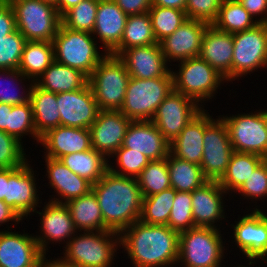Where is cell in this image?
<instances>
[{
    "mask_svg": "<svg viewBox=\"0 0 267 267\" xmlns=\"http://www.w3.org/2000/svg\"><path fill=\"white\" fill-rule=\"evenodd\" d=\"M120 246L133 267H175L179 233L168 225H149L139 220L120 233Z\"/></svg>",
    "mask_w": 267,
    "mask_h": 267,
    "instance_id": "cell-1",
    "label": "cell"
},
{
    "mask_svg": "<svg viewBox=\"0 0 267 267\" xmlns=\"http://www.w3.org/2000/svg\"><path fill=\"white\" fill-rule=\"evenodd\" d=\"M103 216L104 225L119 234L139 221L143 195L137 178L120 176L109 169L92 185Z\"/></svg>",
    "mask_w": 267,
    "mask_h": 267,
    "instance_id": "cell-2",
    "label": "cell"
},
{
    "mask_svg": "<svg viewBox=\"0 0 267 267\" xmlns=\"http://www.w3.org/2000/svg\"><path fill=\"white\" fill-rule=\"evenodd\" d=\"M120 247L118 232L78 231L64 247L63 256L56 257L69 267H114Z\"/></svg>",
    "mask_w": 267,
    "mask_h": 267,
    "instance_id": "cell-3",
    "label": "cell"
},
{
    "mask_svg": "<svg viewBox=\"0 0 267 267\" xmlns=\"http://www.w3.org/2000/svg\"><path fill=\"white\" fill-rule=\"evenodd\" d=\"M217 228L193 227L179 234V257L176 266L222 267L229 244ZM224 240V242H223ZM226 247L228 248H225ZM226 254V255H225ZM223 263V264H222Z\"/></svg>",
    "mask_w": 267,
    "mask_h": 267,
    "instance_id": "cell-4",
    "label": "cell"
},
{
    "mask_svg": "<svg viewBox=\"0 0 267 267\" xmlns=\"http://www.w3.org/2000/svg\"><path fill=\"white\" fill-rule=\"evenodd\" d=\"M53 46L55 61L75 68L87 77L92 74L98 63L107 55L92 33L71 30L62 24H60L53 38ZM99 49H102V51Z\"/></svg>",
    "mask_w": 267,
    "mask_h": 267,
    "instance_id": "cell-5",
    "label": "cell"
},
{
    "mask_svg": "<svg viewBox=\"0 0 267 267\" xmlns=\"http://www.w3.org/2000/svg\"><path fill=\"white\" fill-rule=\"evenodd\" d=\"M174 66L178 67L175 71L172 69L174 90L192 98L202 108L216 97L217 89L221 90V86L227 82L225 77L199 56L179 61Z\"/></svg>",
    "mask_w": 267,
    "mask_h": 267,
    "instance_id": "cell-6",
    "label": "cell"
},
{
    "mask_svg": "<svg viewBox=\"0 0 267 267\" xmlns=\"http://www.w3.org/2000/svg\"><path fill=\"white\" fill-rule=\"evenodd\" d=\"M174 90L172 69L150 79L130 77L120 112L131 121H151L158 106Z\"/></svg>",
    "mask_w": 267,
    "mask_h": 267,
    "instance_id": "cell-7",
    "label": "cell"
},
{
    "mask_svg": "<svg viewBox=\"0 0 267 267\" xmlns=\"http://www.w3.org/2000/svg\"><path fill=\"white\" fill-rule=\"evenodd\" d=\"M130 75L124 62L107 54L88 77L99 110H120L124 103Z\"/></svg>",
    "mask_w": 267,
    "mask_h": 267,
    "instance_id": "cell-8",
    "label": "cell"
},
{
    "mask_svg": "<svg viewBox=\"0 0 267 267\" xmlns=\"http://www.w3.org/2000/svg\"><path fill=\"white\" fill-rule=\"evenodd\" d=\"M16 29L27 41L53 42L61 16L57 8L41 0H16L10 3Z\"/></svg>",
    "mask_w": 267,
    "mask_h": 267,
    "instance_id": "cell-9",
    "label": "cell"
},
{
    "mask_svg": "<svg viewBox=\"0 0 267 267\" xmlns=\"http://www.w3.org/2000/svg\"><path fill=\"white\" fill-rule=\"evenodd\" d=\"M262 209H245L247 213L243 216L237 215V221L230 225L231 237H233L230 243H235L232 247L238 248L239 252L244 258L247 259L245 263L249 261H257L261 264L267 265V212H265L264 206ZM250 210V211H249ZM249 212V213H248ZM241 216V217H240Z\"/></svg>",
    "mask_w": 267,
    "mask_h": 267,
    "instance_id": "cell-10",
    "label": "cell"
},
{
    "mask_svg": "<svg viewBox=\"0 0 267 267\" xmlns=\"http://www.w3.org/2000/svg\"><path fill=\"white\" fill-rule=\"evenodd\" d=\"M239 113L220 115L228 128L233 150L267 159V125L264 109Z\"/></svg>",
    "mask_w": 267,
    "mask_h": 267,
    "instance_id": "cell-11",
    "label": "cell"
},
{
    "mask_svg": "<svg viewBox=\"0 0 267 267\" xmlns=\"http://www.w3.org/2000/svg\"><path fill=\"white\" fill-rule=\"evenodd\" d=\"M232 83L259 69L267 70V24L233 33Z\"/></svg>",
    "mask_w": 267,
    "mask_h": 267,
    "instance_id": "cell-12",
    "label": "cell"
},
{
    "mask_svg": "<svg viewBox=\"0 0 267 267\" xmlns=\"http://www.w3.org/2000/svg\"><path fill=\"white\" fill-rule=\"evenodd\" d=\"M30 160L20 167L8 168V182H6L4 198V202L13 208L23 220L27 218L26 221L38 208L42 207L41 204L44 202L39 192L41 186L38 185L37 171L30 164L32 163Z\"/></svg>",
    "mask_w": 267,
    "mask_h": 267,
    "instance_id": "cell-13",
    "label": "cell"
},
{
    "mask_svg": "<svg viewBox=\"0 0 267 267\" xmlns=\"http://www.w3.org/2000/svg\"><path fill=\"white\" fill-rule=\"evenodd\" d=\"M216 117L205 127L200 166L207 181L219 182L227 170L234 150L226 123L219 115Z\"/></svg>",
    "mask_w": 267,
    "mask_h": 267,
    "instance_id": "cell-14",
    "label": "cell"
},
{
    "mask_svg": "<svg viewBox=\"0 0 267 267\" xmlns=\"http://www.w3.org/2000/svg\"><path fill=\"white\" fill-rule=\"evenodd\" d=\"M42 205L44 206L41 210H36L33 213V216L39 214L38 216L40 217L38 218L40 226L38 225L39 228L37 229H40V233L36 232L37 234H34V238L42 253L46 257H49L47 254L49 252L48 250L51 248V244L56 245L58 243L59 246L65 244L62 246V248H64L78 231L72 221L69 208L66 204L45 200Z\"/></svg>",
    "mask_w": 267,
    "mask_h": 267,
    "instance_id": "cell-15",
    "label": "cell"
},
{
    "mask_svg": "<svg viewBox=\"0 0 267 267\" xmlns=\"http://www.w3.org/2000/svg\"><path fill=\"white\" fill-rule=\"evenodd\" d=\"M203 109L192 98L173 90L158 106L151 121L171 143Z\"/></svg>",
    "mask_w": 267,
    "mask_h": 267,
    "instance_id": "cell-16",
    "label": "cell"
},
{
    "mask_svg": "<svg viewBox=\"0 0 267 267\" xmlns=\"http://www.w3.org/2000/svg\"><path fill=\"white\" fill-rule=\"evenodd\" d=\"M0 230V267H40L46 256L40 250L34 233Z\"/></svg>",
    "mask_w": 267,
    "mask_h": 267,
    "instance_id": "cell-17",
    "label": "cell"
},
{
    "mask_svg": "<svg viewBox=\"0 0 267 267\" xmlns=\"http://www.w3.org/2000/svg\"><path fill=\"white\" fill-rule=\"evenodd\" d=\"M227 195L228 193L218 181H207L201 187L193 190L191 192L192 217L195 227L220 229L225 221L229 222L228 219H225ZM218 223H220L219 227Z\"/></svg>",
    "mask_w": 267,
    "mask_h": 267,
    "instance_id": "cell-18",
    "label": "cell"
},
{
    "mask_svg": "<svg viewBox=\"0 0 267 267\" xmlns=\"http://www.w3.org/2000/svg\"><path fill=\"white\" fill-rule=\"evenodd\" d=\"M130 123L119 110H99L89 128L92 148L109 159L122 146Z\"/></svg>",
    "mask_w": 267,
    "mask_h": 267,
    "instance_id": "cell-19",
    "label": "cell"
},
{
    "mask_svg": "<svg viewBox=\"0 0 267 267\" xmlns=\"http://www.w3.org/2000/svg\"><path fill=\"white\" fill-rule=\"evenodd\" d=\"M60 126L89 129L96 120L99 108L87 83L83 88L57 94Z\"/></svg>",
    "mask_w": 267,
    "mask_h": 267,
    "instance_id": "cell-20",
    "label": "cell"
},
{
    "mask_svg": "<svg viewBox=\"0 0 267 267\" xmlns=\"http://www.w3.org/2000/svg\"><path fill=\"white\" fill-rule=\"evenodd\" d=\"M208 25L201 20L187 19L172 35L160 41L167 63L173 67V62L198 57L203 34Z\"/></svg>",
    "mask_w": 267,
    "mask_h": 267,
    "instance_id": "cell-21",
    "label": "cell"
},
{
    "mask_svg": "<svg viewBox=\"0 0 267 267\" xmlns=\"http://www.w3.org/2000/svg\"><path fill=\"white\" fill-rule=\"evenodd\" d=\"M44 157L45 160V178L48 188H51L52 193L49 195L48 201L60 204H66L68 201L79 198L92 190V184L86 179L78 176L66 167L59 159ZM51 196V198H50Z\"/></svg>",
    "mask_w": 267,
    "mask_h": 267,
    "instance_id": "cell-22",
    "label": "cell"
},
{
    "mask_svg": "<svg viewBox=\"0 0 267 267\" xmlns=\"http://www.w3.org/2000/svg\"><path fill=\"white\" fill-rule=\"evenodd\" d=\"M130 77L150 79L165 76L171 69L159 43L125 49L118 56Z\"/></svg>",
    "mask_w": 267,
    "mask_h": 267,
    "instance_id": "cell-23",
    "label": "cell"
},
{
    "mask_svg": "<svg viewBox=\"0 0 267 267\" xmlns=\"http://www.w3.org/2000/svg\"><path fill=\"white\" fill-rule=\"evenodd\" d=\"M234 52L232 33L209 24L203 34L199 57L216 69L227 84H232V57Z\"/></svg>",
    "mask_w": 267,
    "mask_h": 267,
    "instance_id": "cell-24",
    "label": "cell"
},
{
    "mask_svg": "<svg viewBox=\"0 0 267 267\" xmlns=\"http://www.w3.org/2000/svg\"><path fill=\"white\" fill-rule=\"evenodd\" d=\"M122 146L140 151L150 161L165 159L170 153V143L152 121H131Z\"/></svg>",
    "mask_w": 267,
    "mask_h": 267,
    "instance_id": "cell-25",
    "label": "cell"
},
{
    "mask_svg": "<svg viewBox=\"0 0 267 267\" xmlns=\"http://www.w3.org/2000/svg\"><path fill=\"white\" fill-rule=\"evenodd\" d=\"M128 15L113 0H98L93 37L110 54L123 37Z\"/></svg>",
    "mask_w": 267,
    "mask_h": 267,
    "instance_id": "cell-26",
    "label": "cell"
},
{
    "mask_svg": "<svg viewBox=\"0 0 267 267\" xmlns=\"http://www.w3.org/2000/svg\"><path fill=\"white\" fill-rule=\"evenodd\" d=\"M43 155L53 159L92 148L90 131L86 128L58 126L49 130L40 139Z\"/></svg>",
    "mask_w": 267,
    "mask_h": 267,
    "instance_id": "cell-27",
    "label": "cell"
},
{
    "mask_svg": "<svg viewBox=\"0 0 267 267\" xmlns=\"http://www.w3.org/2000/svg\"><path fill=\"white\" fill-rule=\"evenodd\" d=\"M208 111L204 108L170 143V152L175 157L197 165L201 164L205 127L214 119Z\"/></svg>",
    "mask_w": 267,
    "mask_h": 267,
    "instance_id": "cell-28",
    "label": "cell"
},
{
    "mask_svg": "<svg viewBox=\"0 0 267 267\" xmlns=\"http://www.w3.org/2000/svg\"><path fill=\"white\" fill-rule=\"evenodd\" d=\"M35 131L41 138L49 130L60 126L57 94L38 87L35 83L30 94Z\"/></svg>",
    "mask_w": 267,
    "mask_h": 267,
    "instance_id": "cell-29",
    "label": "cell"
},
{
    "mask_svg": "<svg viewBox=\"0 0 267 267\" xmlns=\"http://www.w3.org/2000/svg\"><path fill=\"white\" fill-rule=\"evenodd\" d=\"M34 83L58 94L83 88L88 83V77L81 71L54 60Z\"/></svg>",
    "mask_w": 267,
    "mask_h": 267,
    "instance_id": "cell-30",
    "label": "cell"
},
{
    "mask_svg": "<svg viewBox=\"0 0 267 267\" xmlns=\"http://www.w3.org/2000/svg\"><path fill=\"white\" fill-rule=\"evenodd\" d=\"M77 231H107L93 190L66 203Z\"/></svg>",
    "mask_w": 267,
    "mask_h": 267,
    "instance_id": "cell-31",
    "label": "cell"
},
{
    "mask_svg": "<svg viewBox=\"0 0 267 267\" xmlns=\"http://www.w3.org/2000/svg\"><path fill=\"white\" fill-rule=\"evenodd\" d=\"M59 160L78 176L92 185L100 180L108 170V159L91 148L87 151L64 155Z\"/></svg>",
    "mask_w": 267,
    "mask_h": 267,
    "instance_id": "cell-32",
    "label": "cell"
},
{
    "mask_svg": "<svg viewBox=\"0 0 267 267\" xmlns=\"http://www.w3.org/2000/svg\"><path fill=\"white\" fill-rule=\"evenodd\" d=\"M53 61V42L26 41L18 71L35 82Z\"/></svg>",
    "mask_w": 267,
    "mask_h": 267,
    "instance_id": "cell-33",
    "label": "cell"
},
{
    "mask_svg": "<svg viewBox=\"0 0 267 267\" xmlns=\"http://www.w3.org/2000/svg\"><path fill=\"white\" fill-rule=\"evenodd\" d=\"M264 160L263 157L234 151L231 155L227 170L219 181L222 188L232 197L235 192L245 183L254 169Z\"/></svg>",
    "mask_w": 267,
    "mask_h": 267,
    "instance_id": "cell-34",
    "label": "cell"
},
{
    "mask_svg": "<svg viewBox=\"0 0 267 267\" xmlns=\"http://www.w3.org/2000/svg\"><path fill=\"white\" fill-rule=\"evenodd\" d=\"M167 165L171 188L176 191L191 193L207 182L200 165L177 158L171 152L167 156Z\"/></svg>",
    "mask_w": 267,
    "mask_h": 267,
    "instance_id": "cell-35",
    "label": "cell"
},
{
    "mask_svg": "<svg viewBox=\"0 0 267 267\" xmlns=\"http://www.w3.org/2000/svg\"><path fill=\"white\" fill-rule=\"evenodd\" d=\"M158 43L150 14L128 15L121 43L110 53L119 56L125 49Z\"/></svg>",
    "mask_w": 267,
    "mask_h": 267,
    "instance_id": "cell-36",
    "label": "cell"
},
{
    "mask_svg": "<svg viewBox=\"0 0 267 267\" xmlns=\"http://www.w3.org/2000/svg\"><path fill=\"white\" fill-rule=\"evenodd\" d=\"M33 84L18 69L0 70V103L14 106L30 102Z\"/></svg>",
    "mask_w": 267,
    "mask_h": 267,
    "instance_id": "cell-37",
    "label": "cell"
},
{
    "mask_svg": "<svg viewBox=\"0 0 267 267\" xmlns=\"http://www.w3.org/2000/svg\"><path fill=\"white\" fill-rule=\"evenodd\" d=\"M256 24V20L238 0H223L218 17L212 23L217 29L232 34L253 28Z\"/></svg>",
    "mask_w": 267,
    "mask_h": 267,
    "instance_id": "cell-38",
    "label": "cell"
},
{
    "mask_svg": "<svg viewBox=\"0 0 267 267\" xmlns=\"http://www.w3.org/2000/svg\"><path fill=\"white\" fill-rule=\"evenodd\" d=\"M176 195L174 188L143 197L140 221L149 225H167Z\"/></svg>",
    "mask_w": 267,
    "mask_h": 267,
    "instance_id": "cell-39",
    "label": "cell"
},
{
    "mask_svg": "<svg viewBox=\"0 0 267 267\" xmlns=\"http://www.w3.org/2000/svg\"><path fill=\"white\" fill-rule=\"evenodd\" d=\"M143 197L171 188L167 158L150 161L137 177Z\"/></svg>",
    "mask_w": 267,
    "mask_h": 267,
    "instance_id": "cell-40",
    "label": "cell"
},
{
    "mask_svg": "<svg viewBox=\"0 0 267 267\" xmlns=\"http://www.w3.org/2000/svg\"><path fill=\"white\" fill-rule=\"evenodd\" d=\"M157 42L172 35L188 18L184 10L152 5L149 12Z\"/></svg>",
    "mask_w": 267,
    "mask_h": 267,
    "instance_id": "cell-41",
    "label": "cell"
},
{
    "mask_svg": "<svg viewBox=\"0 0 267 267\" xmlns=\"http://www.w3.org/2000/svg\"><path fill=\"white\" fill-rule=\"evenodd\" d=\"M108 169L120 176L137 178L150 160L140 151L121 146L109 159ZM112 160V161H111ZM113 162V163H112Z\"/></svg>",
    "mask_w": 267,
    "mask_h": 267,
    "instance_id": "cell-42",
    "label": "cell"
},
{
    "mask_svg": "<svg viewBox=\"0 0 267 267\" xmlns=\"http://www.w3.org/2000/svg\"><path fill=\"white\" fill-rule=\"evenodd\" d=\"M97 9L98 0H83L61 16V24L71 30L92 33Z\"/></svg>",
    "mask_w": 267,
    "mask_h": 267,
    "instance_id": "cell-43",
    "label": "cell"
},
{
    "mask_svg": "<svg viewBox=\"0 0 267 267\" xmlns=\"http://www.w3.org/2000/svg\"><path fill=\"white\" fill-rule=\"evenodd\" d=\"M8 134L17 138L23 143L25 136L33 138L37 145L40 143V137L37 135L34 126L32 105L30 102L12 106L8 119Z\"/></svg>",
    "mask_w": 267,
    "mask_h": 267,
    "instance_id": "cell-44",
    "label": "cell"
},
{
    "mask_svg": "<svg viewBox=\"0 0 267 267\" xmlns=\"http://www.w3.org/2000/svg\"><path fill=\"white\" fill-rule=\"evenodd\" d=\"M235 193L241 196L238 199L244 197L242 201L247 199L246 201L249 202L251 200L253 204L255 203V205H251L252 207L255 206L251 209H260L259 207L261 205H256L258 200L263 202L267 200V159H264L254 169L249 178H247L245 183Z\"/></svg>",
    "mask_w": 267,
    "mask_h": 267,
    "instance_id": "cell-45",
    "label": "cell"
},
{
    "mask_svg": "<svg viewBox=\"0 0 267 267\" xmlns=\"http://www.w3.org/2000/svg\"><path fill=\"white\" fill-rule=\"evenodd\" d=\"M167 225L179 234L195 227L190 192L176 191Z\"/></svg>",
    "mask_w": 267,
    "mask_h": 267,
    "instance_id": "cell-46",
    "label": "cell"
},
{
    "mask_svg": "<svg viewBox=\"0 0 267 267\" xmlns=\"http://www.w3.org/2000/svg\"><path fill=\"white\" fill-rule=\"evenodd\" d=\"M26 41L18 30L0 39V70L19 68Z\"/></svg>",
    "mask_w": 267,
    "mask_h": 267,
    "instance_id": "cell-47",
    "label": "cell"
},
{
    "mask_svg": "<svg viewBox=\"0 0 267 267\" xmlns=\"http://www.w3.org/2000/svg\"><path fill=\"white\" fill-rule=\"evenodd\" d=\"M23 144L14 136L0 131V168H17L29 160Z\"/></svg>",
    "mask_w": 267,
    "mask_h": 267,
    "instance_id": "cell-48",
    "label": "cell"
},
{
    "mask_svg": "<svg viewBox=\"0 0 267 267\" xmlns=\"http://www.w3.org/2000/svg\"><path fill=\"white\" fill-rule=\"evenodd\" d=\"M222 1L223 0H187L185 9L187 18L212 24L218 17Z\"/></svg>",
    "mask_w": 267,
    "mask_h": 267,
    "instance_id": "cell-49",
    "label": "cell"
},
{
    "mask_svg": "<svg viewBox=\"0 0 267 267\" xmlns=\"http://www.w3.org/2000/svg\"><path fill=\"white\" fill-rule=\"evenodd\" d=\"M16 30V21L11 5L0 2V39Z\"/></svg>",
    "mask_w": 267,
    "mask_h": 267,
    "instance_id": "cell-50",
    "label": "cell"
},
{
    "mask_svg": "<svg viewBox=\"0 0 267 267\" xmlns=\"http://www.w3.org/2000/svg\"><path fill=\"white\" fill-rule=\"evenodd\" d=\"M127 15H140L148 13L152 0H113Z\"/></svg>",
    "mask_w": 267,
    "mask_h": 267,
    "instance_id": "cell-51",
    "label": "cell"
},
{
    "mask_svg": "<svg viewBox=\"0 0 267 267\" xmlns=\"http://www.w3.org/2000/svg\"><path fill=\"white\" fill-rule=\"evenodd\" d=\"M238 1L256 20L257 23L267 24V0H238Z\"/></svg>",
    "mask_w": 267,
    "mask_h": 267,
    "instance_id": "cell-52",
    "label": "cell"
},
{
    "mask_svg": "<svg viewBox=\"0 0 267 267\" xmlns=\"http://www.w3.org/2000/svg\"><path fill=\"white\" fill-rule=\"evenodd\" d=\"M22 221L23 219L18 215V213L13 208L7 205L4 201L0 200V227L6 225V227L3 228V230L6 228L7 230H9V228L10 229L12 228L11 227L12 225L13 226H15L16 224L19 225L20 222ZM11 223L12 225L9 226L8 224Z\"/></svg>",
    "mask_w": 267,
    "mask_h": 267,
    "instance_id": "cell-53",
    "label": "cell"
},
{
    "mask_svg": "<svg viewBox=\"0 0 267 267\" xmlns=\"http://www.w3.org/2000/svg\"><path fill=\"white\" fill-rule=\"evenodd\" d=\"M13 105L0 103V131L8 134V119Z\"/></svg>",
    "mask_w": 267,
    "mask_h": 267,
    "instance_id": "cell-54",
    "label": "cell"
},
{
    "mask_svg": "<svg viewBox=\"0 0 267 267\" xmlns=\"http://www.w3.org/2000/svg\"><path fill=\"white\" fill-rule=\"evenodd\" d=\"M186 3L187 0H152V5L176 8L184 11L186 9Z\"/></svg>",
    "mask_w": 267,
    "mask_h": 267,
    "instance_id": "cell-55",
    "label": "cell"
},
{
    "mask_svg": "<svg viewBox=\"0 0 267 267\" xmlns=\"http://www.w3.org/2000/svg\"><path fill=\"white\" fill-rule=\"evenodd\" d=\"M83 0H57L55 7L60 16Z\"/></svg>",
    "mask_w": 267,
    "mask_h": 267,
    "instance_id": "cell-56",
    "label": "cell"
},
{
    "mask_svg": "<svg viewBox=\"0 0 267 267\" xmlns=\"http://www.w3.org/2000/svg\"><path fill=\"white\" fill-rule=\"evenodd\" d=\"M8 182V168H0V200L4 201Z\"/></svg>",
    "mask_w": 267,
    "mask_h": 267,
    "instance_id": "cell-57",
    "label": "cell"
},
{
    "mask_svg": "<svg viewBox=\"0 0 267 267\" xmlns=\"http://www.w3.org/2000/svg\"><path fill=\"white\" fill-rule=\"evenodd\" d=\"M49 257L51 259L50 258L48 259V257L45 258L42 261L40 267H69V266L63 265L55 256L53 258L51 256H49Z\"/></svg>",
    "mask_w": 267,
    "mask_h": 267,
    "instance_id": "cell-58",
    "label": "cell"
},
{
    "mask_svg": "<svg viewBox=\"0 0 267 267\" xmlns=\"http://www.w3.org/2000/svg\"><path fill=\"white\" fill-rule=\"evenodd\" d=\"M237 264L238 265H236L235 267H252L254 264L257 265L258 263H257V261H249V263H247L248 264L247 266H245V264H244V266L242 264H239V263H237Z\"/></svg>",
    "mask_w": 267,
    "mask_h": 267,
    "instance_id": "cell-59",
    "label": "cell"
},
{
    "mask_svg": "<svg viewBox=\"0 0 267 267\" xmlns=\"http://www.w3.org/2000/svg\"><path fill=\"white\" fill-rule=\"evenodd\" d=\"M41 1L46 2V3H49V4H52L54 6L57 3V0H41Z\"/></svg>",
    "mask_w": 267,
    "mask_h": 267,
    "instance_id": "cell-60",
    "label": "cell"
},
{
    "mask_svg": "<svg viewBox=\"0 0 267 267\" xmlns=\"http://www.w3.org/2000/svg\"><path fill=\"white\" fill-rule=\"evenodd\" d=\"M14 1H16V0H0V2L8 3V4H10V3L14 2Z\"/></svg>",
    "mask_w": 267,
    "mask_h": 267,
    "instance_id": "cell-61",
    "label": "cell"
},
{
    "mask_svg": "<svg viewBox=\"0 0 267 267\" xmlns=\"http://www.w3.org/2000/svg\"><path fill=\"white\" fill-rule=\"evenodd\" d=\"M264 116L266 118V125H267V110L266 109H264Z\"/></svg>",
    "mask_w": 267,
    "mask_h": 267,
    "instance_id": "cell-62",
    "label": "cell"
}]
</instances>
